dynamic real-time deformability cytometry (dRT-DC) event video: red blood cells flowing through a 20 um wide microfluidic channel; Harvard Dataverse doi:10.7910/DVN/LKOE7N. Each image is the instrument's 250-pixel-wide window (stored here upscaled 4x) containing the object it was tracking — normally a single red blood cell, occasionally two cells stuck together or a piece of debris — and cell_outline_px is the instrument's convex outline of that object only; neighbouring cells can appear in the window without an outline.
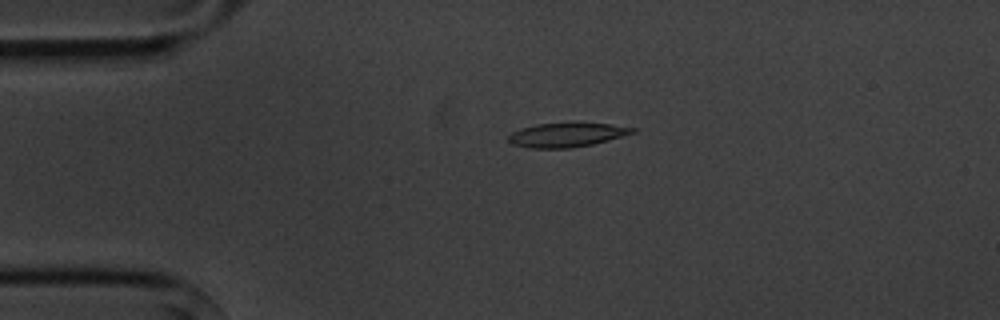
{"species": "common noctule bat (a hibernating species)", "species_latin": "Nyctalus noctula", "temperature_condition": "cold", "stored_images_in_passage": 4, "camera_frame_rate_fps": 3000, "um_per_image_px": 0.085, "animal": {"sex": "male", "body_mass_g": 20.1, "forearm_length_mm": 53.5}, "frame": {"image": 1, "passage_image": 2, "time_ms": 1.333, "image_size_px": [1000, 320], "cell_outline_px": [[640, 128], [636, 132], [592, 144], [568, 148], [528, 148], [512, 144], [508, 140], [508, 136], [512, 132], [520, 128], [536, 124], [572, 120], [608, 124]], "centroid_in_image_um": [48.17, 11.41], "position_along_channel_um": 36.8, "area_um2": 18.15}}
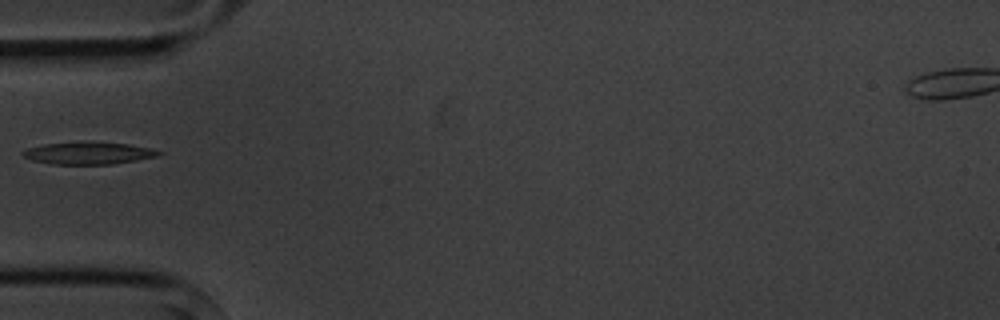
{"frame": {"image": 2, "passage_image": 3, "time_ms": 3.333, "image_size_px": [1000, 320], "cell_outline_px": [[164, 152], [156, 156], [136, 160], [112, 164], [52, 164], [32, 160], [24, 156], [20, 152], [28, 148], [44, 144], [128, 144], [148, 148]], "centroid_in_image_um": [7.49, 13.06], "position_along_channel_um": 77.5, "area_um2": 16.53}}
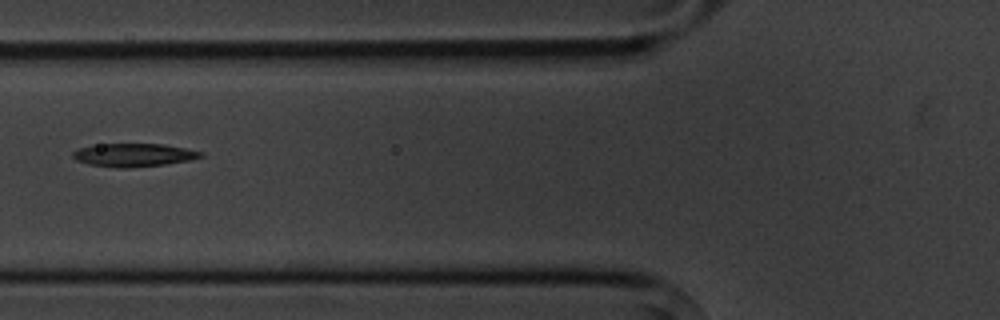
{"frame": {"image": 3, "passage_image": 4, "time_ms": 4.333, "image_size_px": [1000, 320], "cell_outline_px": [[204, 156], [188, 160], [164, 164], [128, 168], [120, 168], [88, 164], [76, 160], [72, 156], [72, 152], [80, 148], [100, 144], [164, 144], [204, 152]], "centroid_in_image_um": [11.36, 13.17], "position_along_channel_um": 114.4, "area_um2": 17.11}}